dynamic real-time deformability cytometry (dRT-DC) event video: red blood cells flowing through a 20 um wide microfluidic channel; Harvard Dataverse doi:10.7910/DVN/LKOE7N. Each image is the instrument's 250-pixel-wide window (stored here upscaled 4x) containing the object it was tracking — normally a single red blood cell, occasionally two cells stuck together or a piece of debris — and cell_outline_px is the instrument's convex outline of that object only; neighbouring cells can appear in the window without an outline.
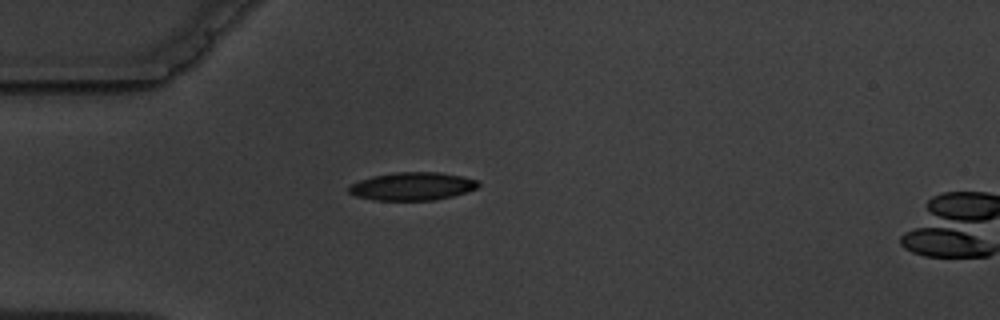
{"species": "common noctule bat (a hibernating species)", "species_latin": "Nyctalus noctula", "temperature_condition": "warm", "stored_images_in_passage": 2, "camera_frame_rate_fps": 3000, "um_per_image_px": 0.085, "animal": {"sex": "male", "body_mass_g": 19.5, "forearm_length_mm": 54.6}, "frame": {"image": 1, "passage_image": 1, "time_ms": 0.0, "image_size_px": [1000, 320], "cell_outline_px": [[480, 184], [476, 188], [452, 196], [436, 200], [372, 200], [356, 196], [348, 192], [348, 188], [352, 184], [360, 180], [372, 176], [396, 172], [440, 172], [480, 180]], "centroid_in_image_um": [35.05, 15.83], "position_along_channel_um": 50.0, "area_um2": 21.1}}